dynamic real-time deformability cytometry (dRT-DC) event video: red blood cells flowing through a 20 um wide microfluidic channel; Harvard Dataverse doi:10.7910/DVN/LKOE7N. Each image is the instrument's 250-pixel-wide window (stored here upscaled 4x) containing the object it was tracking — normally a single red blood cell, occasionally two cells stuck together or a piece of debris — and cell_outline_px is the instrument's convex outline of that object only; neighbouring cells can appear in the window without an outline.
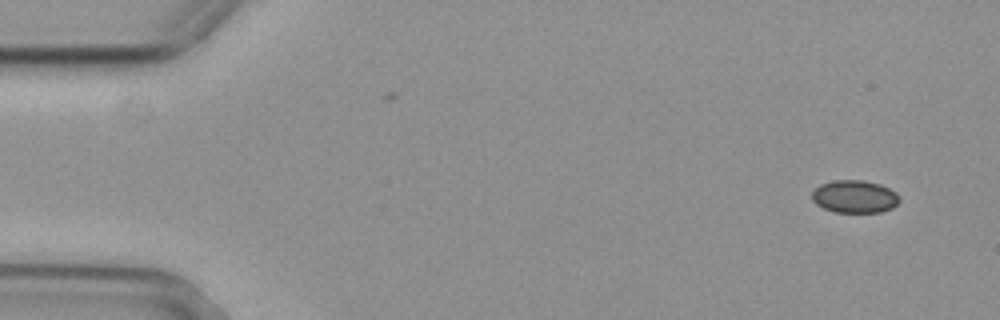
{"species": "common noctule bat (a hibernating species)", "species_latin": "Nyctalus noctula", "temperature_condition": "cold", "stored_images_in_passage": 53, "camera_frame_rate_fps": 3000, "um_per_image_px": 0.085, "animal": {"sex": "female", "body_mass_g": 29.2, "forearm_length_mm": 56.3}, "frame": {"image": 1, "passage_image": 1, "time_ms": 0.0, "image_size_px": [1000, 320], "cell_outline_px": [[900, 200], [892, 208], [880, 212], [836, 212], [824, 208], [816, 204], [812, 200], [812, 192], [820, 184], [832, 180], [864, 180], [880, 184], [896, 192], [900, 196]], "centroid_in_image_um": [72.65, 16.7], "position_along_channel_um": 12.4, "area_um2": 16.7}}
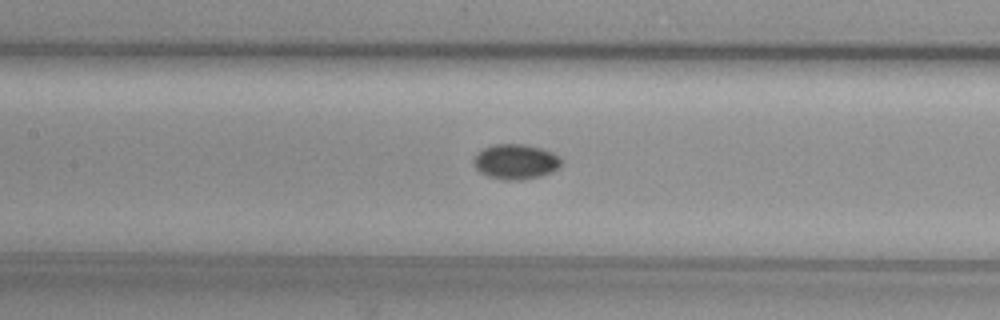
{"frame": {"image": 2, "passage_image": 23, "time_ms": 7.333, "image_size_px": [1000, 320], "cell_outline_px": [[560, 168], [552, 172], [540, 176], [520, 180], [504, 180], [488, 176], [480, 172], [472, 164], [472, 160], [476, 152], [492, 144], [524, 144], [540, 148], [552, 152], [560, 156]], "centroid_in_image_um": [43.8, 13.74], "position_along_channel_um": 163.6, "area_um2": 18.09}}
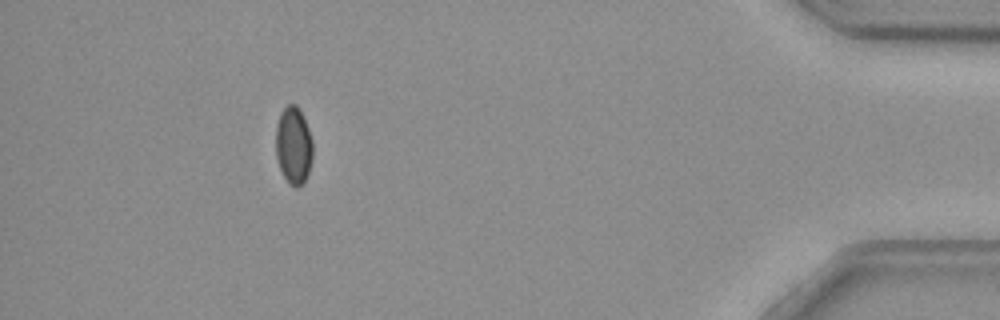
{"frame": {"image": 3, "passage_image": 48, "time_ms": 15.667, "image_size_px": [1000, 320], "cell_outline_px": [[312, 160], [308, 172], [304, 180], [296, 188], [288, 184], [280, 168], [276, 156], [276, 124], [280, 112], [288, 104], [296, 104], [300, 108], [308, 128], [312, 140]], "centroid_in_image_um": [24.94, 12.33], "position_along_channel_um": 410.3, "area_um2": 16.7}}